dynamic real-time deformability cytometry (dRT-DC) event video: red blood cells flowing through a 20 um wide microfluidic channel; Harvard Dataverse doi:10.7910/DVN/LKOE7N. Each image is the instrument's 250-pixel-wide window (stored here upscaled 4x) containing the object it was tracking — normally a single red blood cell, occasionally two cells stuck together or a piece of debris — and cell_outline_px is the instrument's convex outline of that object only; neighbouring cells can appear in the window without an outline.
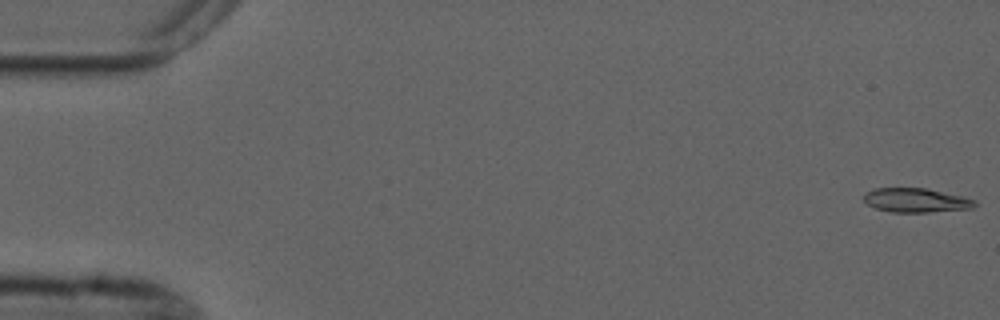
{"species": "common noctule bat (a hibernating species)", "species_latin": "Nyctalus noctula", "temperature_condition": "cold", "stored_images_in_passage": 4, "camera_frame_rate_fps": 3000, "um_per_image_px": 0.085, "animal": {"sex": "male", "forearm_length_mm": 52.5}, "frame": {"image": 1, "passage_image": 1, "time_ms": 0.0, "image_size_px": [1000, 320], "cell_outline_px": [[976, 204], [972, 208], [928, 212], [892, 212], [876, 208], [868, 204], [864, 200], [864, 192], [872, 188], [928, 188], [964, 196], [976, 200]], "centroid_in_image_um": [77.86, 17.01], "position_along_channel_um": 7.1, "area_um2": 15.72}}